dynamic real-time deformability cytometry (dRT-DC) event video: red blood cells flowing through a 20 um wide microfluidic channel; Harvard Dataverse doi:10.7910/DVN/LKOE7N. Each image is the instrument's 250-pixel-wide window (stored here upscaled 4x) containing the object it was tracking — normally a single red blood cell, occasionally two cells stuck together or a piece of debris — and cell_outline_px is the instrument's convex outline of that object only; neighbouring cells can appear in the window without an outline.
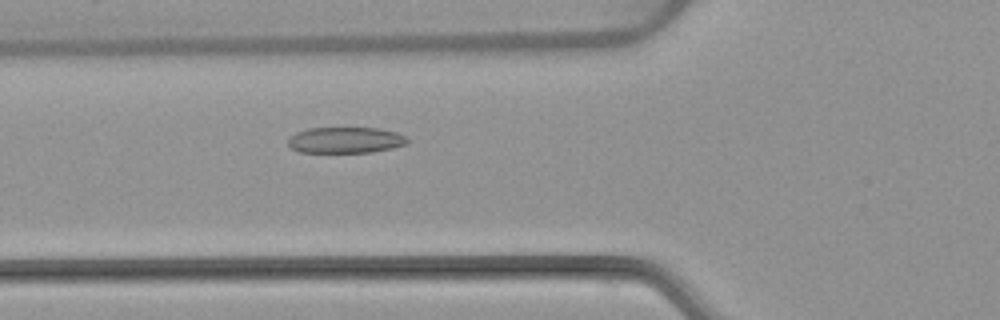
{"species": "common noctule bat (a hibernating species)", "species_latin": "Nyctalus noctula", "temperature_condition": "warm", "stored_images_in_passage": 7, "camera_frame_rate_fps": 3000, "um_per_image_px": 0.085, "animal": {"sex": "female", "body_mass_g": 22.7, "forearm_length_mm": 54.2}, "frame": {"image": 1, "passage_image": 7, "time_ms": 7.333, "image_size_px": [1000, 320], "cell_outline_px": [[408, 144], [392, 148], [372, 152], [300, 152], [292, 148], [288, 144], [288, 140], [296, 132], [308, 128], [380, 128], [396, 132], [404, 136], [408, 140]], "centroid_in_image_um": [29.38, 11.9], "position_along_channel_um": 96.4, "area_um2": 18.03}}